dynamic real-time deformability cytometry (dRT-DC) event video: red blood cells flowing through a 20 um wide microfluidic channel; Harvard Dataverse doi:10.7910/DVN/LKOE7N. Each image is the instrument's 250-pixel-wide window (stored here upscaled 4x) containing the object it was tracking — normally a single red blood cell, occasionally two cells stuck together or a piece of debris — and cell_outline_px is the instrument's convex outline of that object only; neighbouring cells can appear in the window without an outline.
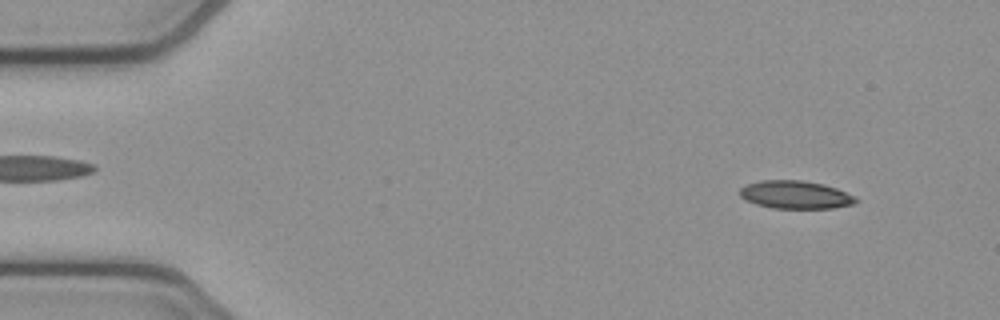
{"species": "common noctule bat (a hibernating species)", "species_latin": "Nyctalus noctula", "temperature_condition": "cold", "stored_images_in_passage": 7, "camera_frame_rate_fps": 3000, "um_per_image_px": 0.085, "animal": {"sex": "female", "body_mass_g": 21.9}, "frame": {"image": 1, "passage_image": 1, "time_ms": 0.0, "image_size_px": [1000, 320], "cell_outline_px": [[860, 200], [856, 204], [832, 208], [772, 208], [756, 204], [740, 196], [740, 188], [748, 184], [760, 180], [800, 180], [824, 184], [836, 188]], "centroid_in_image_um": [67.63, 16.55], "position_along_channel_um": 17.4, "area_um2": 18.79}}
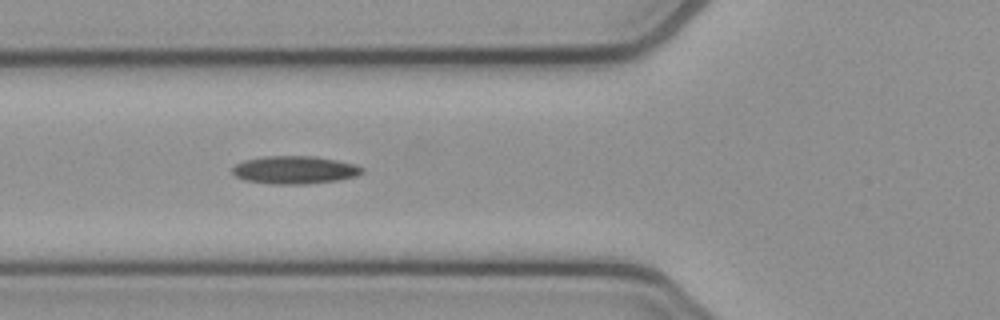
{"frame": {"image": 2, "passage_image": 5, "time_ms": 1.333, "image_size_px": [1000, 320], "cell_outline_px": [[364, 172], [356, 176], [336, 180], [308, 184], [272, 184], [244, 180], [236, 176], [232, 172], [232, 168], [236, 164], [244, 160], [264, 156], [316, 156], [356, 164], [364, 168]], "centroid_in_image_um": [25.06, 14.44], "position_along_channel_um": 100.7, "area_um2": 21.15}}
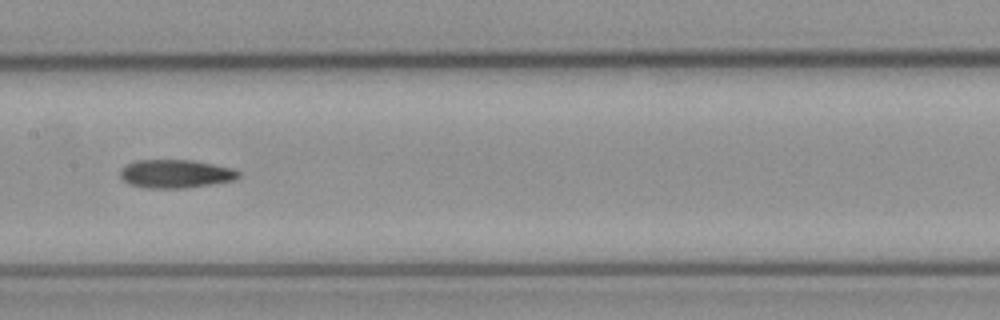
{"frame": {"image": 3, "passage_image": 7, "time_ms": 2.0, "image_size_px": [1000, 320], "cell_outline_px": [[240, 176], [236, 180], [212, 184], [184, 188], [148, 188], [128, 184], [120, 176], [120, 168], [136, 160], [192, 160], [232, 168], [240, 172]], "centroid_in_image_um": [14.93, 14.77], "position_along_channel_um": 192.5, "area_um2": 19.59}}